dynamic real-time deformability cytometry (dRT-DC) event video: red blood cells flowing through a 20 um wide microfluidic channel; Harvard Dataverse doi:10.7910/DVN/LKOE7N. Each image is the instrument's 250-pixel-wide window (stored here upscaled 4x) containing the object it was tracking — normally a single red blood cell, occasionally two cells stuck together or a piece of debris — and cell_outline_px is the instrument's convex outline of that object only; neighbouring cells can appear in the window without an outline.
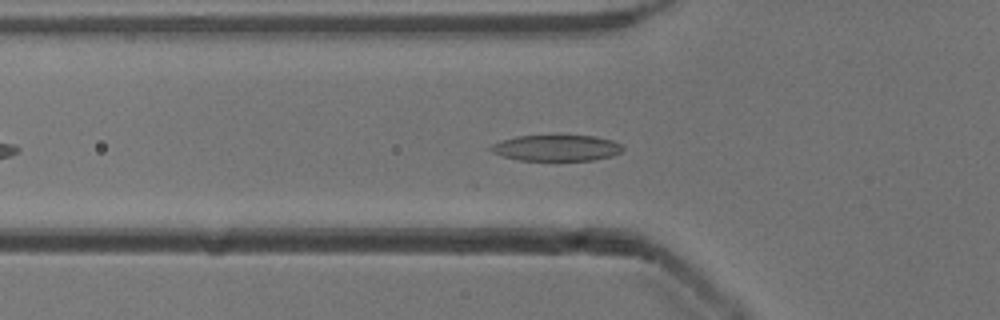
{"species": "common noctule bat (a hibernating species)", "species_latin": "Nyctalus noctula", "temperature_condition": "cold", "stored_images_in_passage": 36, "camera_frame_rate_fps": 3000, "um_per_image_px": 0.085, "animal": {"sex": "male", "body_mass_g": 13.3}, "frame": {"image": 1, "passage_image": 9, "time_ms": 2.667, "image_size_px": [1000, 320], "cell_outline_px": [[624, 148], [620, 152], [612, 156], [592, 160], [520, 160], [504, 156], [492, 152], [488, 148], [492, 144], [516, 136], [596, 136], [612, 140], [620, 144]], "centroid_in_image_um": [47.31, 12.57], "position_along_channel_um": 78.5, "area_um2": 19.77}}
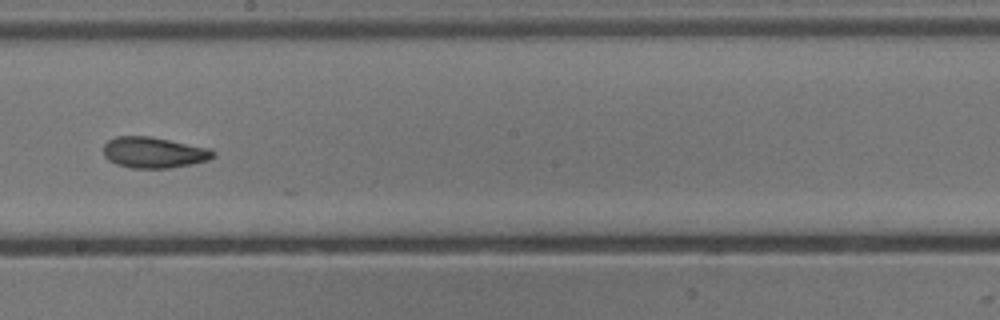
{"frame": {"image": 2, "passage_image": 21, "time_ms": 6.667, "image_size_px": [1000, 320], "cell_outline_px": [[216, 156], [208, 160], [192, 164], [168, 168], [132, 168], [116, 164], [108, 160], [104, 156], [104, 144], [108, 140], [116, 136], [148, 136], [212, 148], [216, 152]], "centroid_in_image_um": [13.1, 12.96], "position_along_channel_um": 235.1, "area_um2": 19.94}}
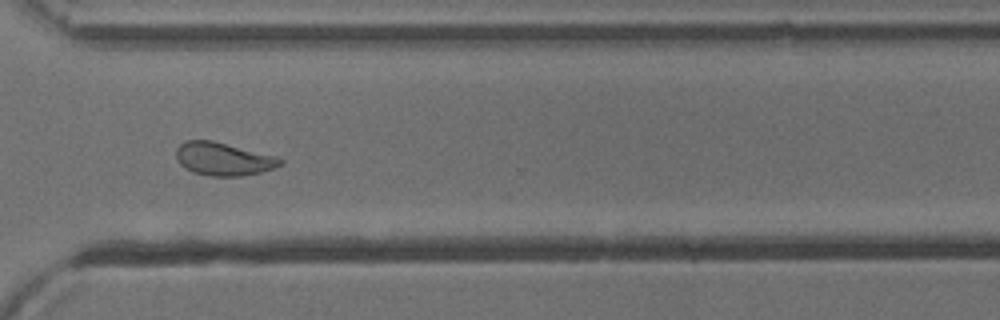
{"frame": {"image": 3, "passage_image": 30, "time_ms": 9.667, "image_size_px": [1000, 320], "cell_outline_px": [[284, 164], [276, 168], [260, 172], [240, 176], [208, 176], [192, 172], [184, 168], [180, 164], [176, 156], [176, 148], [180, 144], [188, 140], [212, 140], [276, 156], [284, 160]], "centroid_in_image_um": [19.0, 13.52], "position_along_channel_um": 351.6, "area_um2": 20.17}, "authors_computed_cell_mechanics": {"area_um2": 19.7965, "velocity_mm_per_s": 3.8888, "shape_relaxation_time_tau1_ms": 4.013, "shape_relaxation_time_tau2_ms": 3.8176, "deformation_change_tau1": 0.1462, "deformation_change_tau2": 0.1239}}